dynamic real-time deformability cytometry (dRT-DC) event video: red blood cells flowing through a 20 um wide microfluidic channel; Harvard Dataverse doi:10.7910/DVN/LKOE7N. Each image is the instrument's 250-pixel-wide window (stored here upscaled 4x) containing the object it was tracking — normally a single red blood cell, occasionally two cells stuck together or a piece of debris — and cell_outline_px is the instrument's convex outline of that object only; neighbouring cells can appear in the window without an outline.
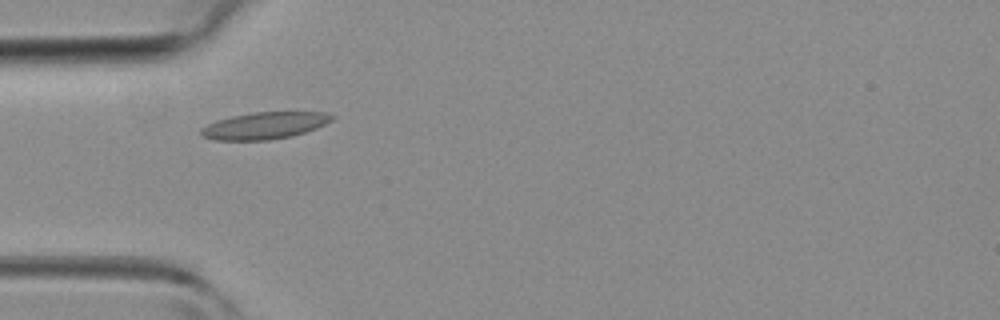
{"species": "common noctule bat (a hibernating species)", "species_latin": "Nyctalus noctula", "temperature_condition": "room temperature", "stored_images_in_passage": 33, "camera_frame_rate_fps": 3000, "um_per_image_px": 0.085, "animal": {"sex": "female", "body_mass_g": 19.3, "forearm_length_mm": 54.1}, "frame": {"image": 1, "passage_image": 3, "time_ms": 0.667, "image_size_px": [1000, 320], "cell_outline_px": [[336, 116], [332, 120], [316, 128], [292, 136], [268, 140], [212, 140], [204, 136], [200, 132], [200, 128], [216, 120], [232, 116], [252, 112], [328, 112]], "centroid_in_image_um": [22.49, 10.67], "position_along_channel_um": 62.5, "area_um2": 20.52}}
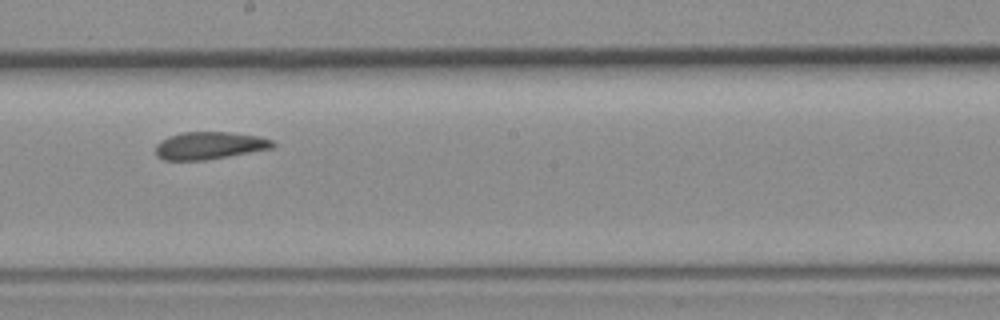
{"frame": {"image": 2, "passage_image": 14, "time_ms": 4.333, "image_size_px": [1000, 320], "cell_outline_px": [[276, 144], [272, 148], [228, 156], [204, 160], [164, 160], [156, 156], [156, 144], [160, 140], [168, 136], [180, 132], [228, 132], [256, 136], [272, 140]], "centroid_in_image_um": [17.75, 12.37], "position_along_channel_um": 230.5, "area_um2": 18.67}}
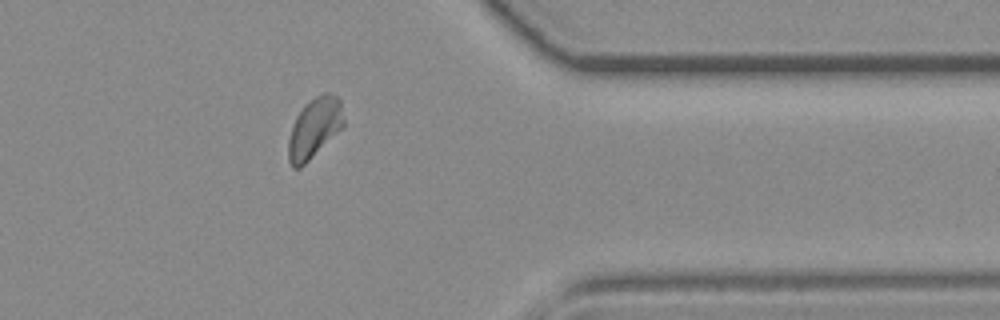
{"frame": {"image": 3, "passage_image": 25, "time_ms": 8.0, "image_size_px": [1000, 320], "cell_outline_px": [[344, 128], [300, 168], [292, 168], [288, 160], [288, 140], [296, 116], [304, 104], [316, 96], [324, 92], [328, 92], [336, 96], [340, 100], [344, 120]], "centroid_in_image_um": [26.73, 10.88], "position_along_channel_um": 384.7, "area_um2": 19.54}}